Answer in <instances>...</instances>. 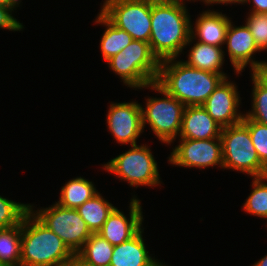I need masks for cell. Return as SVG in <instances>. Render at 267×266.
I'll return each mask as SVG.
<instances>
[{
	"label": "cell",
	"instance_id": "cell-15",
	"mask_svg": "<svg viewBox=\"0 0 267 266\" xmlns=\"http://www.w3.org/2000/svg\"><path fill=\"white\" fill-rule=\"evenodd\" d=\"M222 127L202 105L185 106L179 136L181 139L206 140L218 138Z\"/></svg>",
	"mask_w": 267,
	"mask_h": 266
},
{
	"label": "cell",
	"instance_id": "cell-23",
	"mask_svg": "<svg viewBox=\"0 0 267 266\" xmlns=\"http://www.w3.org/2000/svg\"><path fill=\"white\" fill-rule=\"evenodd\" d=\"M21 222L0 229V266H20Z\"/></svg>",
	"mask_w": 267,
	"mask_h": 266
},
{
	"label": "cell",
	"instance_id": "cell-33",
	"mask_svg": "<svg viewBox=\"0 0 267 266\" xmlns=\"http://www.w3.org/2000/svg\"><path fill=\"white\" fill-rule=\"evenodd\" d=\"M19 2H20L19 0H0V5L15 9L16 6L17 7L19 6L18 5L20 4Z\"/></svg>",
	"mask_w": 267,
	"mask_h": 266
},
{
	"label": "cell",
	"instance_id": "cell-12",
	"mask_svg": "<svg viewBox=\"0 0 267 266\" xmlns=\"http://www.w3.org/2000/svg\"><path fill=\"white\" fill-rule=\"evenodd\" d=\"M235 85L224 78L202 104L208 114L222 128L240 123L244 117V114L242 115L237 110L240 105V97Z\"/></svg>",
	"mask_w": 267,
	"mask_h": 266
},
{
	"label": "cell",
	"instance_id": "cell-6",
	"mask_svg": "<svg viewBox=\"0 0 267 266\" xmlns=\"http://www.w3.org/2000/svg\"><path fill=\"white\" fill-rule=\"evenodd\" d=\"M151 90L163 94V98H148L142 109V127L149 124L155 136L163 143L170 144L179 136L185 105L169 95L156 82L148 85Z\"/></svg>",
	"mask_w": 267,
	"mask_h": 266
},
{
	"label": "cell",
	"instance_id": "cell-37",
	"mask_svg": "<svg viewBox=\"0 0 267 266\" xmlns=\"http://www.w3.org/2000/svg\"><path fill=\"white\" fill-rule=\"evenodd\" d=\"M152 266H166V265H163L161 262L156 261Z\"/></svg>",
	"mask_w": 267,
	"mask_h": 266
},
{
	"label": "cell",
	"instance_id": "cell-36",
	"mask_svg": "<svg viewBox=\"0 0 267 266\" xmlns=\"http://www.w3.org/2000/svg\"><path fill=\"white\" fill-rule=\"evenodd\" d=\"M261 72L267 77V62L264 64V67Z\"/></svg>",
	"mask_w": 267,
	"mask_h": 266
},
{
	"label": "cell",
	"instance_id": "cell-27",
	"mask_svg": "<svg viewBox=\"0 0 267 266\" xmlns=\"http://www.w3.org/2000/svg\"><path fill=\"white\" fill-rule=\"evenodd\" d=\"M242 122L248 127L260 162L267 168V125L251 120L245 115Z\"/></svg>",
	"mask_w": 267,
	"mask_h": 266
},
{
	"label": "cell",
	"instance_id": "cell-19",
	"mask_svg": "<svg viewBox=\"0 0 267 266\" xmlns=\"http://www.w3.org/2000/svg\"><path fill=\"white\" fill-rule=\"evenodd\" d=\"M95 22L107 27L100 42L101 54L106 62L133 40L129 33L116 27L102 12L99 13Z\"/></svg>",
	"mask_w": 267,
	"mask_h": 266
},
{
	"label": "cell",
	"instance_id": "cell-10",
	"mask_svg": "<svg viewBox=\"0 0 267 266\" xmlns=\"http://www.w3.org/2000/svg\"><path fill=\"white\" fill-rule=\"evenodd\" d=\"M169 157V162L181 167L206 168L219 165L223 168L221 137L192 140L180 139Z\"/></svg>",
	"mask_w": 267,
	"mask_h": 266
},
{
	"label": "cell",
	"instance_id": "cell-7",
	"mask_svg": "<svg viewBox=\"0 0 267 266\" xmlns=\"http://www.w3.org/2000/svg\"><path fill=\"white\" fill-rule=\"evenodd\" d=\"M132 148L123 154L111 159L103 167L108 172L128 181L130 186H157L160 176L150 148L145 145H132Z\"/></svg>",
	"mask_w": 267,
	"mask_h": 266
},
{
	"label": "cell",
	"instance_id": "cell-1",
	"mask_svg": "<svg viewBox=\"0 0 267 266\" xmlns=\"http://www.w3.org/2000/svg\"><path fill=\"white\" fill-rule=\"evenodd\" d=\"M176 58L160 62L156 83L185 106L202 105L227 74H216L188 66Z\"/></svg>",
	"mask_w": 267,
	"mask_h": 266
},
{
	"label": "cell",
	"instance_id": "cell-35",
	"mask_svg": "<svg viewBox=\"0 0 267 266\" xmlns=\"http://www.w3.org/2000/svg\"><path fill=\"white\" fill-rule=\"evenodd\" d=\"M253 266H267V255H265V257L257 261Z\"/></svg>",
	"mask_w": 267,
	"mask_h": 266
},
{
	"label": "cell",
	"instance_id": "cell-18",
	"mask_svg": "<svg viewBox=\"0 0 267 266\" xmlns=\"http://www.w3.org/2000/svg\"><path fill=\"white\" fill-rule=\"evenodd\" d=\"M224 55L222 47L204 44L197 41V43L190 49L188 60L183 62L190 67L203 71L216 74H226L221 70V66H223L225 61Z\"/></svg>",
	"mask_w": 267,
	"mask_h": 266
},
{
	"label": "cell",
	"instance_id": "cell-5",
	"mask_svg": "<svg viewBox=\"0 0 267 266\" xmlns=\"http://www.w3.org/2000/svg\"><path fill=\"white\" fill-rule=\"evenodd\" d=\"M223 168L245 172L252 177L267 175V168L260 162L248 127L241 121L221 130Z\"/></svg>",
	"mask_w": 267,
	"mask_h": 266
},
{
	"label": "cell",
	"instance_id": "cell-11",
	"mask_svg": "<svg viewBox=\"0 0 267 266\" xmlns=\"http://www.w3.org/2000/svg\"><path fill=\"white\" fill-rule=\"evenodd\" d=\"M142 105L136 102L111 103L107 115L108 128L121 144L136 145L143 131Z\"/></svg>",
	"mask_w": 267,
	"mask_h": 266
},
{
	"label": "cell",
	"instance_id": "cell-25",
	"mask_svg": "<svg viewBox=\"0 0 267 266\" xmlns=\"http://www.w3.org/2000/svg\"><path fill=\"white\" fill-rule=\"evenodd\" d=\"M264 181H267V175L253 177V190L246 199L243 209L251 215L267 219V183Z\"/></svg>",
	"mask_w": 267,
	"mask_h": 266
},
{
	"label": "cell",
	"instance_id": "cell-13",
	"mask_svg": "<svg viewBox=\"0 0 267 266\" xmlns=\"http://www.w3.org/2000/svg\"><path fill=\"white\" fill-rule=\"evenodd\" d=\"M225 44L228 48L230 62L237 74H240L248 64L252 72L262 71L266 62L252 60V55L257 51L260 52V50L255 44L250 29L246 24L244 26L234 27L230 21Z\"/></svg>",
	"mask_w": 267,
	"mask_h": 266
},
{
	"label": "cell",
	"instance_id": "cell-34",
	"mask_svg": "<svg viewBox=\"0 0 267 266\" xmlns=\"http://www.w3.org/2000/svg\"><path fill=\"white\" fill-rule=\"evenodd\" d=\"M150 1L152 3L184 4V2H183L184 0H182V1L181 0H150Z\"/></svg>",
	"mask_w": 267,
	"mask_h": 266
},
{
	"label": "cell",
	"instance_id": "cell-17",
	"mask_svg": "<svg viewBox=\"0 0 267 266\" xmlns=\"http://www.w3.org/2000/svg\"><path fill=\"white\" fill-rule=\"evenodd\" d=\"M141 229L131 239L114 246L110 266H152L156 260L146 250Z\"/></svg>",
	"mask_w": 267,
	"mask_h": 266
},
{
	"label": "cell",
	"instance_id": "cell-3",
	"mask_svg": "<svg viewBox=\"0 0 267 266\" xmlns=\"http://www.w3.org/2000/svg\"><path fill=\"white\" fill-rule=\"evenodd\" d=\"M74 254L31 210L21 221L20 266H61Z\"/></svg>",
	"mask_w": 267,
	"mask_h": 266
},
{
	"label": "cell",
	"instance_id": "cell-8",
	"mask_svg": "<svg viewBox=\"0 0 267 266\" xmlns=\"http://www.w3.org/2000/svg\"><path fill=\"white\" fill-rule=\"evenodd\" d=\"M30 210L62 239L74 255L82 249L87 239L93 234L77 209L64 208L55 203L51 207L38 209L35 213L32 205H30Z\"/></svg>",
	"mask_w": 267,
	"mask_h": 266
},
{
	"label": "cell",
	"instance_id": "cell-26",
	"mask_svg": "<svg viewBox=\"0 0 267 266\" xmlns=\"http://www.w3.org/2000/svg\"><path fill=\"white\" fill-rule=\"evenodd\" d=\"M29 210V204H22L0 196V229L18 225Z\"/></svg>",
	"mask_w": 267,
	"mask_h": 266
},
{
	"label": "cell",
	"instance_id": "cell-30",
	"mask_svg": "<svg viewBox=\"0 0 267 266\" xmlns=\"http://www.w3.org/2000/svg\"><path fill=\"white\" fill-rule=\"evenodd\" d=\"M253 2L251 13L267 14V0H243V3Z\"/></svg>",
	"mask_w": 267,
	"mask_h": 266
},
{
	"label": "cell",
	"instance_id": "cell-9",
	"mask_svg": "<svg viewBox=\"0 0 267 266\" xmlns=\"http://www.w3.org/2000/svg\"><path fill=\"white\" fill-rule=\"evenodd\" d=\"M150 0H105L101 12L133 40L149 43L151 36Z\"/></svg>",
	"mask_w": 267,
	"mask_h": 266
},
{
	"label": "cell",
	"instance_id": "cell-32",
	"mask_svg": "<svg viewBox=\"0 0 267 266\" xmlns=\"http://www.w3.org/2000/svg\"><path fill=\"white\" fill-rule=\"evenodd\" d=\"M199 1H201V0H199ZM203 2H205V4H214V3H216V4H220V3H222V4H235V3H238V4H243V0H202Z\"/></svg>",
	"mask_w": 267,
	"mask_h": 266
},
{
	"label": "cell",
	"instance_id": "cell-22",
	"mask_svg": "<svg viewBox=\"0 0 267 266\" xmlns=\"http://www.w3.org/2000/svg\"><path fill=\"white\" fill-rule=\"evenodd\" d=\"M114 246L97 233H93L76 254L90 266H110Z\"/></svg>",
	"mask_w": 267,
	"mask_h": 266
},
{
	"label": "cell",
	"instance_id": "cell-21",
	"mask_svg": "<svg viewBox=\"0 0 267 266\" xmlns=\"http://www.w3.org/2000/svg\"><path fill=\"white\" fill-rule=\"evenodd\" d=\"M115 208L98 193L79 206L77 211L90 231L97 233Z\"/></svg>",
	"mask_w": 267,
	"mask_h": 266
},
{
	"label": "cell",
	"instance_id": "cell-28",
	"mask_svg": "<svg viewBox=\"0 0 267 266\" xmlns=\"http://www.w3.org/2000/svg\"><path fill=\"white\" fill-rule=\"evenodd\" d=\"M246 25L260 51L267 49V14L251 13L246 18Z\"/></svg>",
	"mask_w": 267,
	"mask_h": 266
},
{
	"label": "cell",
	"instance_id": "cell-24",
	"mask_svg": "<svg viewBox=\"0 0 267 266\" xmlns=\"http://www.w3.org/2000/svg\"><path fill=\"white\" fill-rule=\"evenodd\" d=\"M252 109L244 114L247 118L267 125V77L262 72H252Z\"/></svg>",
	"mask_w": 267,
	"mask_h": 266
},
{
	"label": "cell",
	"instance_id": "cell-31",
	"mask_svg": "<svg viewBox=\"0 0 267 266\" xmlns=\"http://www.w3.org/2000/svg\"><path fill=\"white\" fill-rule=\"evenodd\" d=\"M61 266H90V265L85 263L79 256L75 254L70 259L65 261Z\"/></svg>",
	"mask_w": 267,
	"mask_h": 266
},
{
	"label": "cell",
	"instance_id": "cell-14",
	"mask_svg": "<svg viewBox=\"0 0 267 266\" xmlns=\"http://www.w3.org/2000/svg\"><path fill=\"white\" fill-rule=\"evenodd\" d=\"M130 201V218L127 219L123 212L116 207L97 232V234L113 246L131 239L142 229L143 215L141 202L135 197Z\"/></svg>",
	"mask_w": 267,
	"mask_h": 266
},
{
	"label": "cell",
	"instance_id": "cell-29",
	"mask_svg": "<svg viewBox=\"0 0 267 266\" xmlns=\"http://www.w3.org/2000/svg\"><path fill=\"white\" fill-rule=\"evenodd\" d=\"M12 11L13 8L0 5V28L10 31H20L23 29V25L12 16Z\"/></svg>",
	"mask_w": 267,
	"mask_h": 266
},
{
	"label": "cell",
	"instance_id": "cell-16",
	"mask_svg": "<svg viewBox=\"0 0 267 266\" xmlns=\"http://www.w3.org/2000/svg\"><path fill=\"white\" fill-rule=\"evenodd\" d=\"M196 20L195 30H190V39L196 38L198 42L222 47L226 41V34L230 24V19L221 12L205 11ZM197 35V36H196Z\"/></svg>",
	"mask_w": 267,
	"mask_h": 266
},
{
	"label": "cell",
	"instance_id": "cell-2",
	"mask_svg": "<svg viewBox=\"0 0 267 266\" xmlns=\"http://www.w3.org/2000/svg\"><path fill=\"white\" fill-rule=\"evenodd\" d=\"M190 20L185 4L152 3L149 44L160 62L176 58L192 42Z\"/></svg>",
	"mask_w": 267,
	"mask_h": 266
},
{
	"label": "cell",
	"instance_id": "cell-4",
	"mask_svg": "<svg viewBox=\"0 0 267 266\" xmlns=\"http://www.w3.org/2000/svg\"><path fill=\"white\" fill-rule=\"evenodd\" d=\"M107 62L111 70L131 88H148L149 84L157 81L159 75L160 61L145 41L132 40Z\"/></svg>",
	"mask_w": 267,
	"mask_h": 266
},
{
	"label": "cell",
	"instance_id": "cell-20",
	"mask_svg": "<svg viewBox=\"0 0 267 266\" xmlns=\"http://www.w3.org/2000/svg\"><path fill=\"white\" fill-rule=\"evenodd\" d=\"M96 194H98V191H96L92 182L77 177L68 181L65 186L62 187L59 201L56 203L64 208L77 209Z\"/></svg>",
	"mask_w": 267,
	"mask_h": 266
}]
</instances>
